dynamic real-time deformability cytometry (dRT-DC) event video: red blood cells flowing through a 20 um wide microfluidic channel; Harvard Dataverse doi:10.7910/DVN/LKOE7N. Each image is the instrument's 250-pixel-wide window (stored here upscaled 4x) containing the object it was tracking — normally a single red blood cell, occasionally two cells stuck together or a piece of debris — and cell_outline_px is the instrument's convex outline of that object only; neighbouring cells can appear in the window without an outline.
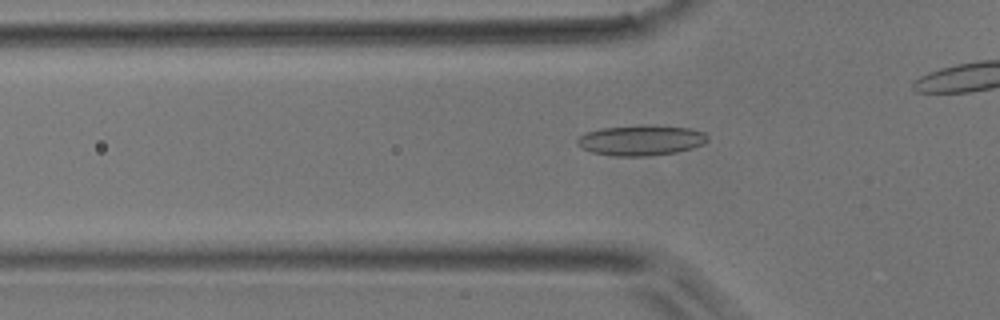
{"species": "common noctule bat (a hibernating species)", "species_latin": "Nyctalus noctula", "temperature_condition": "room temperature", "stored_images_in_passage": 34, "camera_frame_rate_fps": 3000, "um_per_image_px": 0.085, "animal": {"sex": "male", "body_mass_g": 17.9}, "frame": {"image": 1, "passage_image": 9, "time_ms": 2.667, "image_size_px": [1000, 320], "cell_outline_px": [[708, 140], [704, 144], [692, 148], [676, 152], [648, 156], [612, 156], [592, 152], [576, 144], [576, 140], [584, 132], [600, 128], [688, 128], [704, 132], [708, 136]], "centroid_in_image_um": [54.45, 11.98], "position_along_channel_um": 71.3, "area_um2": 22.02}}
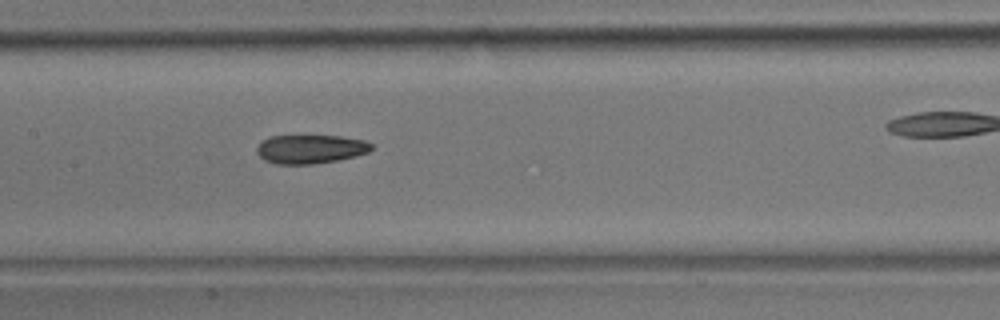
{"frame": {"image": 2, "passage_image": 17, "time_ms": 5.333, "image_size_px": [1000, 320], "cell_outline_px": [[372, 148], [368, 152], [356, 156], [336, 160], [312, 164], [276, 164], [264, 160], [256, 152], [256, 148], [260, 140], [272, 136], [340, 136], [364, 140], [372, 144]], "centroid_in_image_um": [26.35, 12.67], "position_along_channel_um": 181.0, "area_um2": 19.25}}
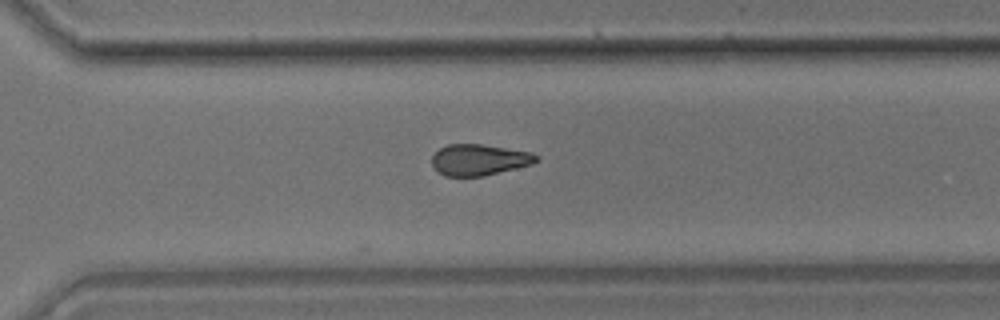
{"frame": {"image": 3, "passage_image": 28, "time_ms": 9.0, "image_size_px": [1000, 320], "cell_outline_px": [[540, 160], [532, 164], [484, 176], [444, 176], [432, 168], [432, 156], [440, 148], [448, 144], [480, 144], [532, 152], [540, 156]], "centroid_in_image_um": [40.73, 13.58], "position_along_channel_um": 329.9, "area_um2": 19.07}}